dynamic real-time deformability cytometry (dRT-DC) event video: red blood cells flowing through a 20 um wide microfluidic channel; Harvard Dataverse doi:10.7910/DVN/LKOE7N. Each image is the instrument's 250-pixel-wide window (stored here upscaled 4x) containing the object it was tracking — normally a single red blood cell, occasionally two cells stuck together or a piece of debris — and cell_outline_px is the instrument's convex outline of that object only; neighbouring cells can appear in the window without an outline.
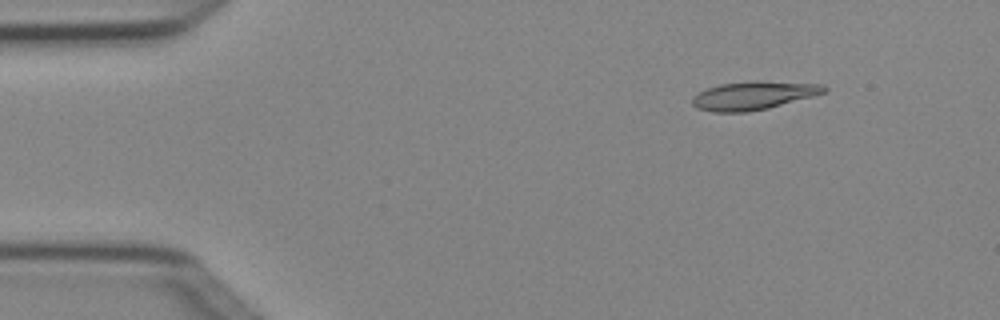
{"species": "Egyptian fruit bat (a non-hibernating species)", "species_latin": "Rousettus aegyptiacus", "temperature_condition": "cold", "stored_images_in_passage": 3, "camera_frame_rate_fps": 3000, "um_per_image_px": 0.085, "animal": {"sex": "female"}, "frame": {"image": 1, "passage_image": 2, "time_ms": 0.333, "image_size_px": [1000, 320], "cell_outline_px": [[828, 92], [768, 108], [748, 112], [712, 112], [696, 108], [692, 104], [692, 96], [708, 88], [720, 84], [756, 80], [824, 84], [828, 88]], "centroid_in_image_um": [64.07, 8.11], "position_along_channel_um": 20.9, "area_um2": 21.96}}